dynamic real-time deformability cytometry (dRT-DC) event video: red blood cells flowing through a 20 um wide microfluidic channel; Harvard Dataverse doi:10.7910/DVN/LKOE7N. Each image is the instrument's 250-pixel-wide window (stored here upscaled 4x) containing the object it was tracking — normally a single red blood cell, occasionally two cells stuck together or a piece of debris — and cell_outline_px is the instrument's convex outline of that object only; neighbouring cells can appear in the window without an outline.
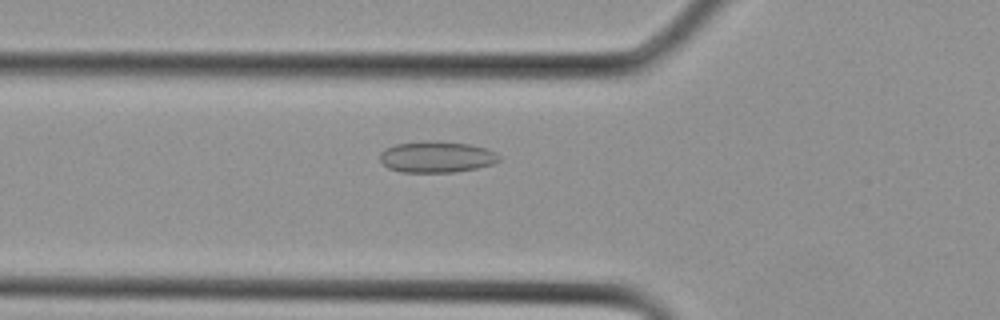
{"species": "Egyptian fruit bat (a non-hibernating species)", "species_latin": "Rousettus aegyptiacus", "temperature_condition": "cold", "stored_images_in_passage": 7, "camera_frame_rate_fps": 3000, "um_per_image_px": 0.085, "animal": {"sex": "female"}, "frame": {"image": 1, "passage_image": 3, "time_ms": 0.667, "image_size_px": [1000, 320], "cell_outline_px": [[500, 160], [492, 164], [476, 168], [456, 172], [400, 172], [388, 168], [380, 160], [380, 152], [396, 144], [468, 144], [484, 148], [496, 152], [500, 156]], "centroid_in_image_um": [37.13, 13.4], "position_along_channel_um": 88.7, "area_um2": 20.58}}
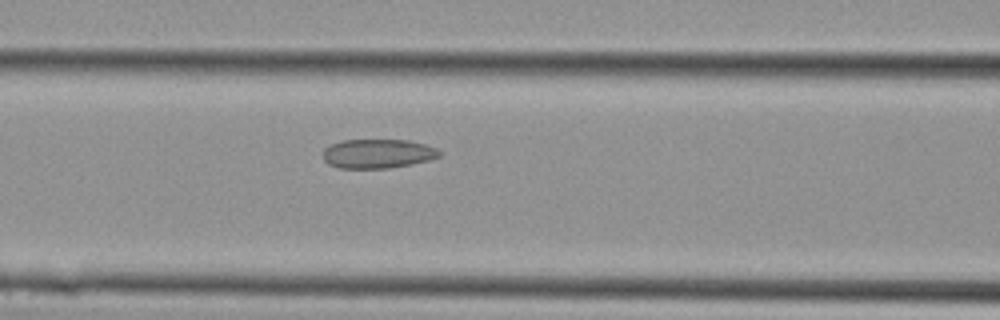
{"frame": {"image": 2, "passage_image": 5, "time_ms": 1.333, "image_size_px": [1000, 320], "cell_outline_px": [[440, 156], [428, 160], [412, 164], [388, 168], [340, 168], [328, 164], [324, 160], [324, 148], [332, 144], [344, 140], [408, 140], [424, 144], [436, 148], [440, 152]], "centroid_in_image_um": [32.1, 13.06], "position_along_channel_um": 134.5, "area_um2": 19.65}}
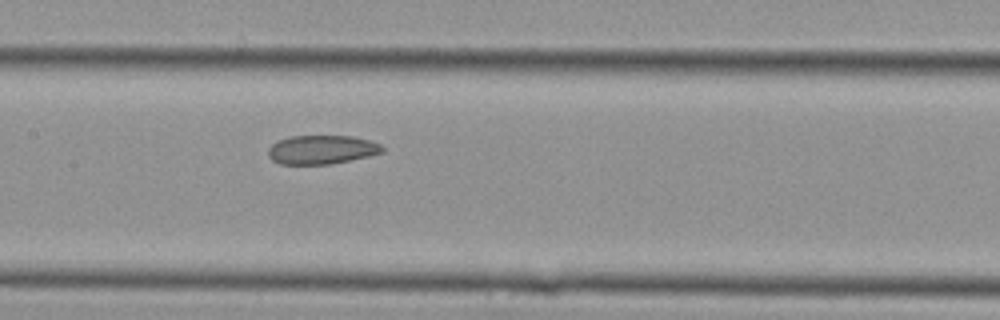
{"frame": {"image": 3, "passage_image": 7, "time_ms": 2.0, "image_size_px": [1000, 320], "cell_outline_px": [[384, 152], [368, 156], [328, 164], [280, 164], [272, 160], [268, 156], [268, 148], [276, 140], [292, 136], [352, 136], [368, 140], [380, 144], [384, 148]], "centroid_in_image_um": [27.31, 12.71], "position_along_channel_um": 180.1, "area_um2": 19.13}}